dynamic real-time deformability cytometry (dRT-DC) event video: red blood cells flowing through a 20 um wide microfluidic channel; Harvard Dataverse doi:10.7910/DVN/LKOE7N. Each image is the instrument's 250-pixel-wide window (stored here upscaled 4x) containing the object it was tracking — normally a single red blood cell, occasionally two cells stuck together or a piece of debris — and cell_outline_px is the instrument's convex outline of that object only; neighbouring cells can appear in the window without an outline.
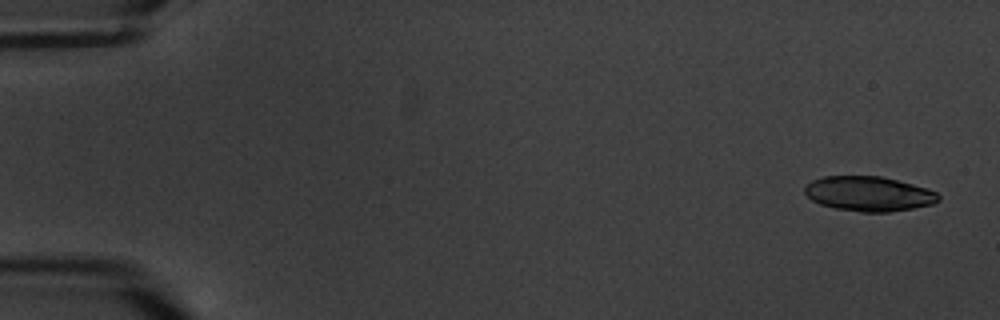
{"species": "common noctule bat (a hibernating species)", "species_latin": "Nyctalus noctula", "temperature_condition": "warm", "stored_images_in_passage": 6, "camera_frame_rate_fps": 3000, "um_per_image_px": 0.085, "animal": {"sex": "male", "body_mass_g": 20.1, "forearm_length_mm": 53.5}, "frame": {"image": 1, "passage_image": 1, "time_ms": 0.0, "image_size_px": [1000, 320], "cell_outline_px": [[940, 200], [932, 204], [912, 208], [888, 212], [860, 212], [836, 208], [820, 204], [812, 200], [804, 192], [804, 184], [812, 180], [824, 176], [880, 176], [912, 184], [936, 192], [940, 196]], "centroid_in_image_um": [73.8, 16.47], "position_along_channel_um": 11.2, "area_um2": 26.99}}
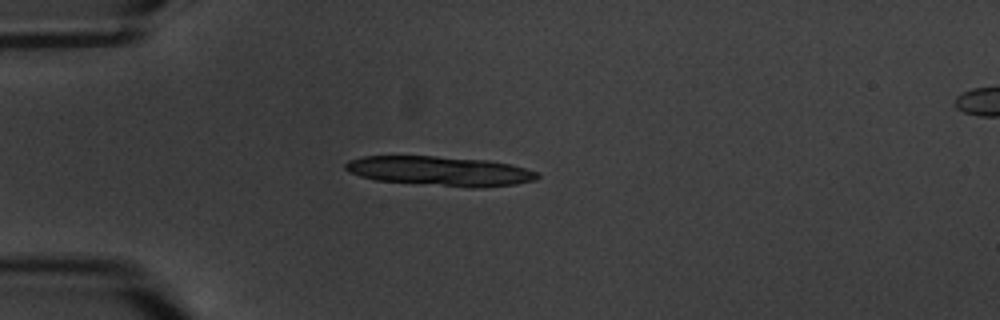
{"frame": {"image": 2, "passage_image": 4, "time_ms": 4.667, "image_size_px": [1000, 320], "cell_outline_px": [[540, 176], [536, 180], [516, 184], [480, 188], [468, 188], [376, 180], [360, 176], [348, 172], [344, 168], [344, 164], [348, 160], [364, 156], [436, 156], [488, 160], [512, 164], [540, 172]], "centroid_in_image_um": [37.44, 14.54], "position_along_channel_um": 47.6, "area_um2": 33.47}}